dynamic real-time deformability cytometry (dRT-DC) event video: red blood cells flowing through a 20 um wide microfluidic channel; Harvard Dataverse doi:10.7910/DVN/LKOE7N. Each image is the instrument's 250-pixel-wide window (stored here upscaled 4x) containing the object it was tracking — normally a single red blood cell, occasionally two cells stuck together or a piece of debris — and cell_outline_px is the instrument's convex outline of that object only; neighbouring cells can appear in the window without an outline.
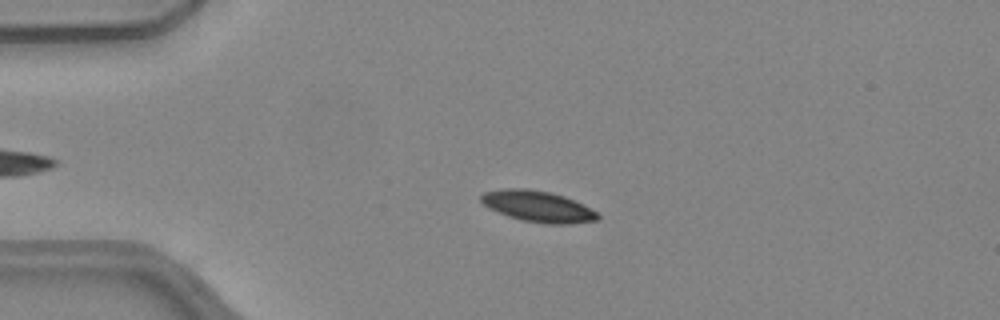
{"species": "common noctule bat (a hibernating species)", "species_latin": "Nyctalus noctula", "temperature_condition": "warm", "stored_images_in_passage": 43, "camera_frame_rate_fps": 3000, "um_per_image_px": 0.085, "animal": {"sex": "female", "body_mass_g": 24.6, "forearm_length_mm": 56.2}, "frame": {"image": 1, "passage_image": 9, "time_ms": 2.667, "image_size_px": [1000, 320], "cell_outline_px": [[600, 220], [568, 224], [544, 224], [524, 220], [508, 216], [488, 208], [480, 200], [480, 196], [484, 192], [500, 188], [528, 188], [548, 192], [564, 196], [584, 204], [596, 212], [600, 216]], "centroid_in_image_um": [45.72, 17.54], "position_along_channel_um": 39.3, "area_um2": 21.27}}
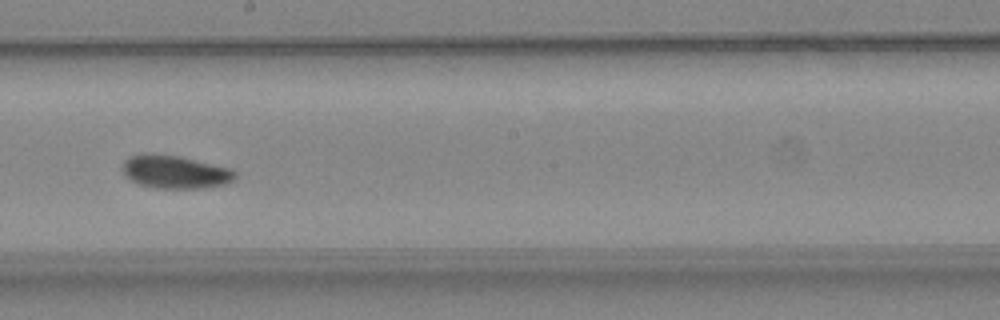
{"frame": {"image": 2, "passage_image": 26, "time_ms": 8.333, "image_size_px": [1000, 320], "cell_outline_px": [[236, 176], [232, 180], [224, 184], [200, 188], [156, 188], [140, 184], [124, 176], [120, 168], [124, 160], [128, 156], [144, 152], [180, 156], [232, 168], [236, 172]], "centroid_in_image_um": [14.82, 14.58], "position_along_channel_um": 233.4, "area_um2": 22.02}}
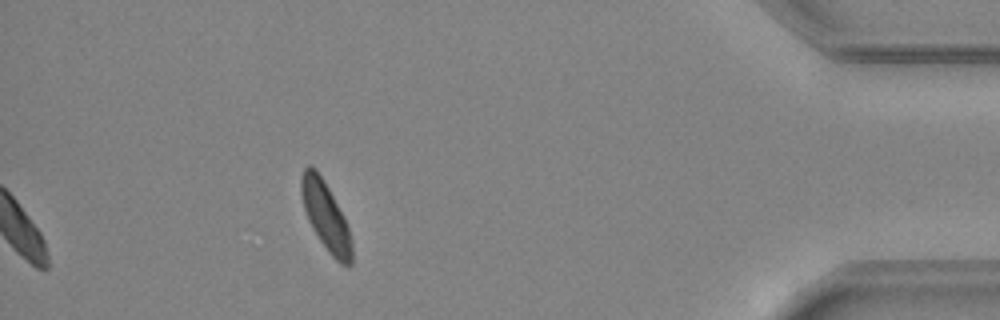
{"frame": {"image": 3, "passage_image": 43, "time_ms": 14.0, "image_size_px": [1000, 320], "cell_outline_px": [[352, 264], [340, 264], [328, 252], [312, 228], [308, 220], [304, 208], [300, 192], [300, 176], [304, 168], [308, 164], [312, 164], [316, 168], [324, 180], [344, 216], [352, 240]], "centroid_in_image_um": [27.67, 18.32], "position_along_channel_um": 407.5, "area_um2": 20.29}, "authors_computed_cell_mechanics": {"area_um2": 20.9814, "velocity_mm_per_s": 4.0073, "shape_relaxation_time_tau1_ms": 2.9207, "shape_relaxation_time_tau2_ms": 4.3973, "deformation_change_tau1": 0.0964, "deformation_change_tau2": 0.0847}}